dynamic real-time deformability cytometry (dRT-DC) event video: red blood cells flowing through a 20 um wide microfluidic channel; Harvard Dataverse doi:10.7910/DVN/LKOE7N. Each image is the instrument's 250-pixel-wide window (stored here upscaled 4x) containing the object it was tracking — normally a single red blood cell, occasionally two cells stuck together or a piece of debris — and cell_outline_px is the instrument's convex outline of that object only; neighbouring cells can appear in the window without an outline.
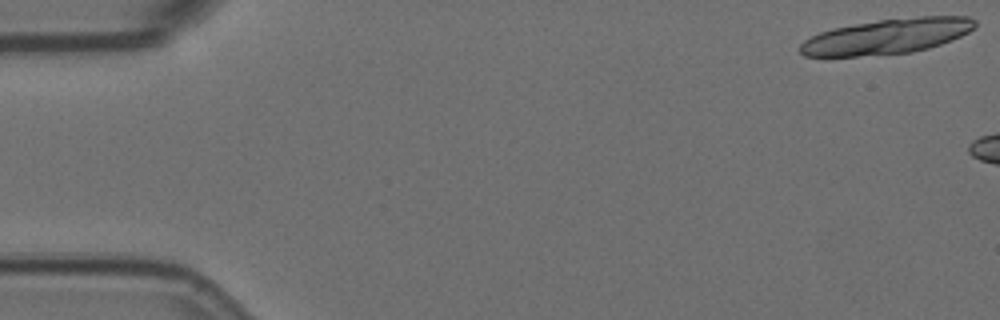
{"species": "Egyptian fruit bat (a non-hibernating species)", "species_latin": "Rousettus aegyptiacus", "temperature_condition": "room temperature", "stored_images_in_passage": 5, "camera_frame_rate_fps": 3000, "um_per_image_px": 0.085, "animal": {"sex": "female"}, "frame": {"image": 1, "passage_image": 1, "time_ms": 0.0, "image_size_px": [1000, 320], "cell_outline_px": [[976, 24], [968, 32], [960, 36], [940, 44], [928, 48], [912, 52], [856, 56], [804, 56], [800, 52], [800, 44], [804, 40], [820, 32], [832, 28], [880, 20], [920, 16], [968, 16], [976, 20]], "centroid_in_image_um": [75.39, 3.09], "position_along_channel_um": 9.6, "area_um2": 35.49}}